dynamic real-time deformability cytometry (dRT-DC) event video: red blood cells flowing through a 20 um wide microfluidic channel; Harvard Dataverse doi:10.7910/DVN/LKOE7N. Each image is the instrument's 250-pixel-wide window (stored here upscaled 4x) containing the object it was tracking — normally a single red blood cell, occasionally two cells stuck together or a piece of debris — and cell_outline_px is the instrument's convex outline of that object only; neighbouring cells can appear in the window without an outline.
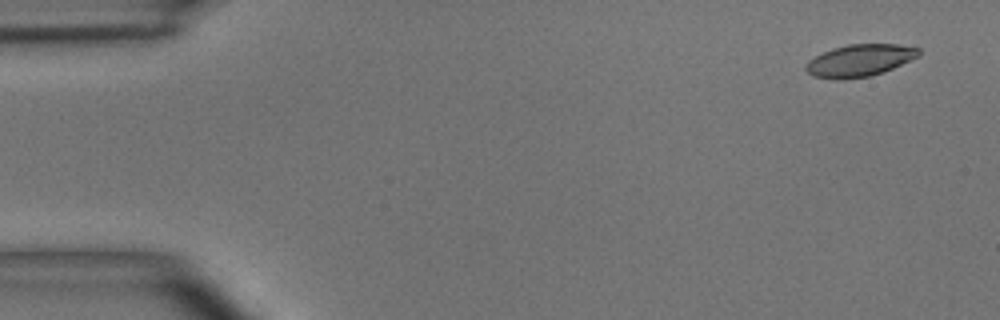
{"species": "common noctule bat (a hibernating species)", "species_latin": "Nyctalus noctula", "temperature_condition": "room temperature", "stored_images_in_passage": 6, "camera_frame_rate_fps": 3000, "um_per_image_px": 0.085, "animal": {"sex": "male", "body_mass_g": 15.6}, "frame": {"image": 1, "passage_image": 1, "time_ms": 0.0, "image_size_px": [1000, 320], "cell_outline_px": [[920, 56], [884, 72], [868, 76], [840, 80], [836, 80], [812, 76], [804, 68], [804, 64], [808, 60], [832, 48], [848, 44], [896, 44], [920, 48]], "centroid_in_image_um": [73.06, 5.14], "position_along_channel_um": 11.9, "area_um2": 21.27}}
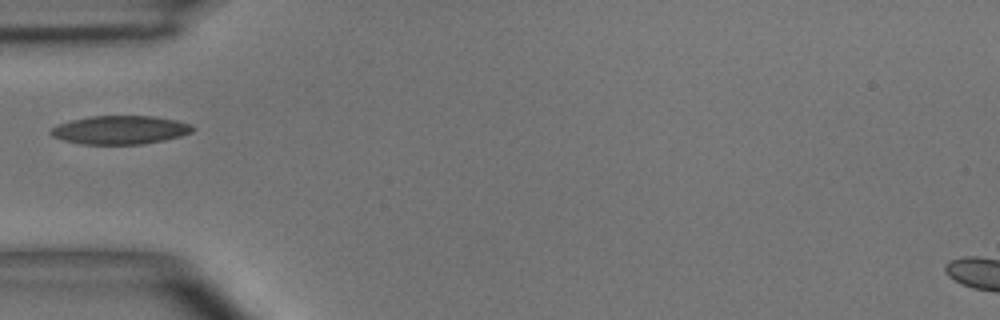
{"frame": {"image": 2, "passage_image": 5, "time_ms": 4.667, "image_size_px": [1000, 320], "cell_outline_px": [[196, 128], [192, 132], [180, 136], [164, 140], [140, 144], [80, 144], [64, 140], [52, 136], [48, 132], [52, 128], [60, 124], [72, 120], [92, 116], [152, 116], [176, 120], [188, 124]], "centroid_in_image_um": [10.21, 11.05], "position_along_channel_um": 74.8, "area_um2": 23.35}}
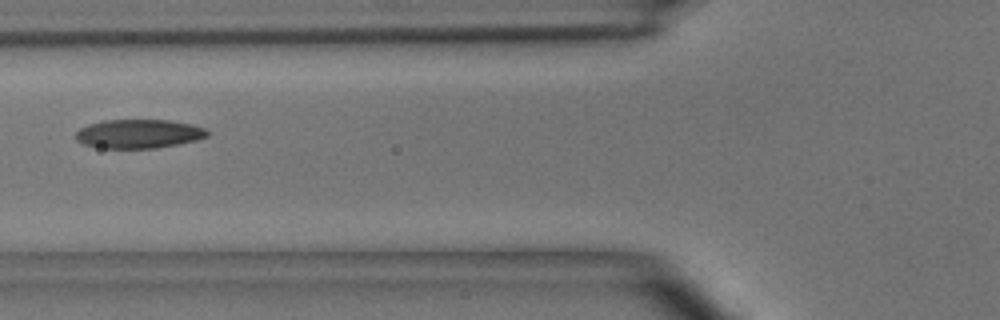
{"frame": {"image": 3, "passage_image": 6, "time_ms": 5.667, "image_size_px": [1000, 320], "cell_outline_px": [[208, 136], [196, 140], [180, 144], [156, 148], [104, 148], [84, 144], [76, 140], [76, 132], [80, 128], [88, 124], [104, 120], [168, 120], [192, 124], [204, 128], [208, 132]], "centroid_in_image_um": [11.8, 11.37], "position_along_channel_um": 114.0, "area_um2": 22.14}}